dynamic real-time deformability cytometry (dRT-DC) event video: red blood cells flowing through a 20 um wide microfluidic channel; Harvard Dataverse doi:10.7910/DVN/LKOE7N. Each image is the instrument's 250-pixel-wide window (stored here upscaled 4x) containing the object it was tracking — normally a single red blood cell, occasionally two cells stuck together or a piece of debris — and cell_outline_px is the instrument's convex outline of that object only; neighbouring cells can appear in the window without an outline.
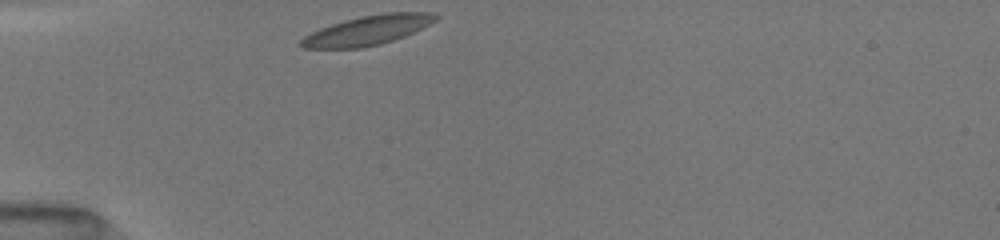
{"species": "common noctule bat (a hibernating species)", "species_latin": "Nyctalus noctula", "temperature_condition": "room temperature", "stored_images_in_passage": 29, "camera_frame_rate_fps": 3000, "um_per_image_px": 0.085, "animal": {"sex": "female", "body_mass_g": 19.5, "forearm_length_mm": 54.1}, "frame": {"image": 1, "passage_image": 1, "time_ms": 0.0, "image_size_px": [1000, 240], "cell_outline_px": [[440, 16], [436, 20], [404, 36], [380, 44], [360, 48], [304, 48], [300, 44], [300, 40], [304, 36], [320, 28], [344, 20], [360, 16], [384, 12], [428, 12]], "centroid_in_image_um": [31.23, 2.56], "position_along_channel_um": 53.8, "area_um2": 22.83}}
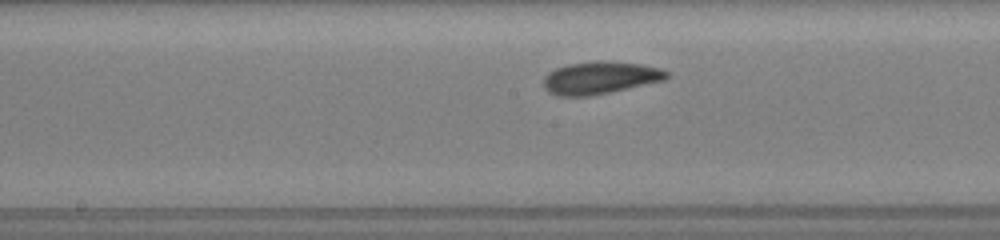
{"frame": {"image": 2, "passage_image": 13, "time_ms": 4.0, "image_size_px": [1000, 240], "cell_outline_px": [[668, 76], [664, 80], [608, 92], [588, 96], [556, 96], [548, 92], [544, 88], [544, 76], [548, 72], [556, 68], [568, 64], [596, 60], [640, 64], [660, 68], [668, 72]], "centroid_in_image_um": [50.95, 6.61], "position_along_channel_um": 197.2, "area_um2": 23.12}}
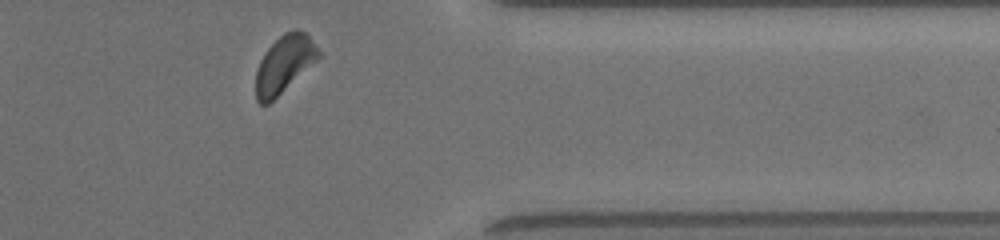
{"frame": {"image": 3, "passage_image": 28, "time_ms": 9.0, "image_size_px": [1000, 240], "cell_outline_px": [[320, 56], [316, 60], [268, 104], [260, 104], [256, 100], [256, 72], [260, 60], [268, 48], [284, 32], [292, 28], [296, 28], [304, 32], [312, 40], [320, 52]], "centroid_in_image_um": [24.14, 5.42], "position_along_channel_um": 387.3, "area_um2": 20.4}, "authors_computed_cell_mechanics": {"area_um2": 22.1952, "velocity_mm_per_s": 3.9924, "shape_relaxation_time_tau1_ms": 1.8929, "shape_relaxation_time_tau2_ms": 2.1318, "deformation_change_tau1": 0.0801, "deformation_change_tau2": 0.0522}}